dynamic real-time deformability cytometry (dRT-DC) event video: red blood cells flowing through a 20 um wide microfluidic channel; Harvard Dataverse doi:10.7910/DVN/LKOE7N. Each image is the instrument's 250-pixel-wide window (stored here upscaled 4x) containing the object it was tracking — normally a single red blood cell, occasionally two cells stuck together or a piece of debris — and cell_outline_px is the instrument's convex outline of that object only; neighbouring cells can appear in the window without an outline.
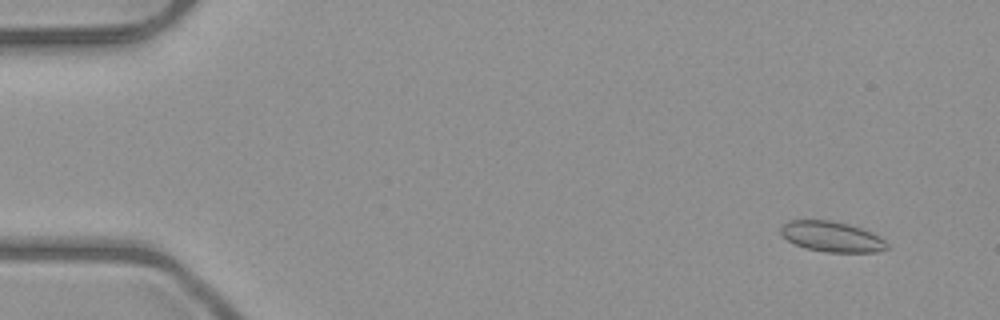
{"species": "common noctule bat (a hibernating species)", "species_latin": "Nyctalus noctula", "temperature_condition": "room temperature", "stored_images_in_passage": 4, "camera_frame_rate_fps": 3000, "um_per_image_px": 0.085, "animal": {"sex": "male", "body_mass_g": 23.1, "forearm_length_mm": 52.7}, "frame": {"image": 1, "passage_image": 2, "time_ms": 1.0, "image_size_px": [1000, 320], "cell_outline_px": [[888, 248], [876, 252], [824, 252], [804, 248], [788, 240], [780, 232], [780, 228], [788, 220], [828, 220], [848, 224], [860, 228], [880, 236], [888, 244]], "centroid_in_image_um": [70.7, 20.12], "position_along_channel_um": 14.3, "area_um2": 18.73}}